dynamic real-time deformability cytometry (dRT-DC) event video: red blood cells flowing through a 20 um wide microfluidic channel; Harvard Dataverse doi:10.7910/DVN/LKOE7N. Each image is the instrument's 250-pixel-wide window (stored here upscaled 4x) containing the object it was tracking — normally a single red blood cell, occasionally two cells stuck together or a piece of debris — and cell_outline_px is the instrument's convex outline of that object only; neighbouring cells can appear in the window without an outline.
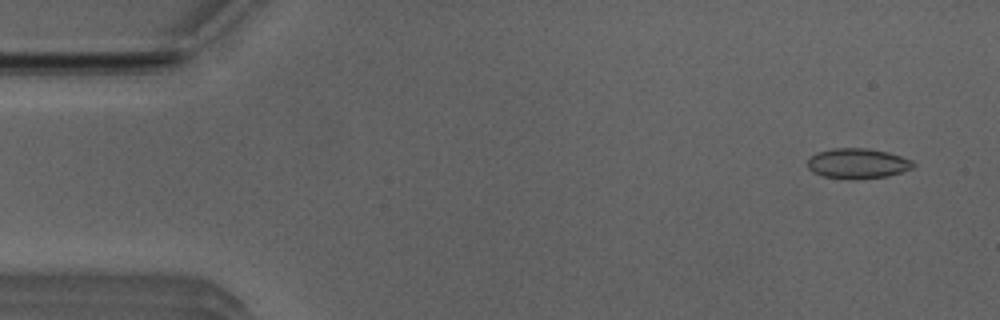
{"species": "Egyptian fruit bat (a non-hibernating species)", "species_latin": "Rousettus aegyptiacus", "temperature_condition": "room temperature", "stored_images_in_passage": 43, "camera_frame_rate_fps": 3000, "um_per_image_px": 0.085, "animal": {"sex": "male"}, "frame": {"image": 1, "passage_image": 2, "time_ms": 0.333, "image_size_px": [1000, 320], "cell_outline_px": [[916, 164], [912, 168], [888, 176], [856, 180], [824, 176], [812, 172], [808, 168], [808, 160], [816, 152], [832, 148], [868, 148], [888, 152], [912, 160]], "centroid_in_image_um": [72.9, 13.89], "position_along_channel_um": 12.1, "area_um2": 18.67}}
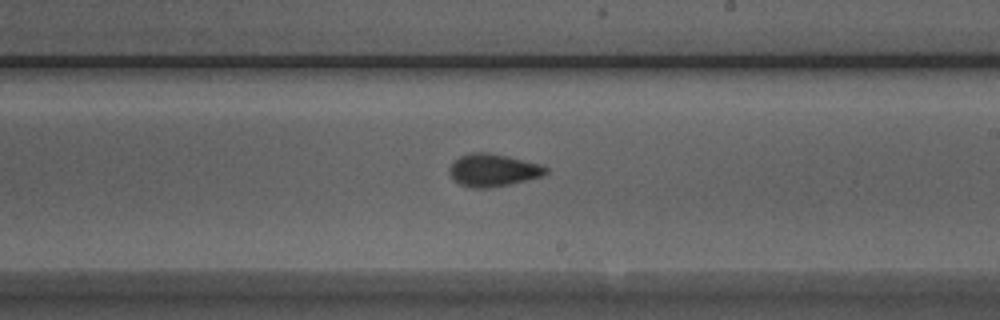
{"frame": {"image": 2, "passage_image": 28, "time_ms": 9.0, "image_size_px": [1000, 320], "cell_outline_px": [[548, 172], [544, 176], [512, 184], [488, 188], [472, 188], [460, 184], [448, 172], [448, 168], [452, 160], [460, 156], [472, 152], [488, 152], [508, 156], [540, 164], [548, 168]], "centroid_in_image_um": [41.91, 14.46], "position_along_channel_um": 247.1, "area_um2": 18.55}}
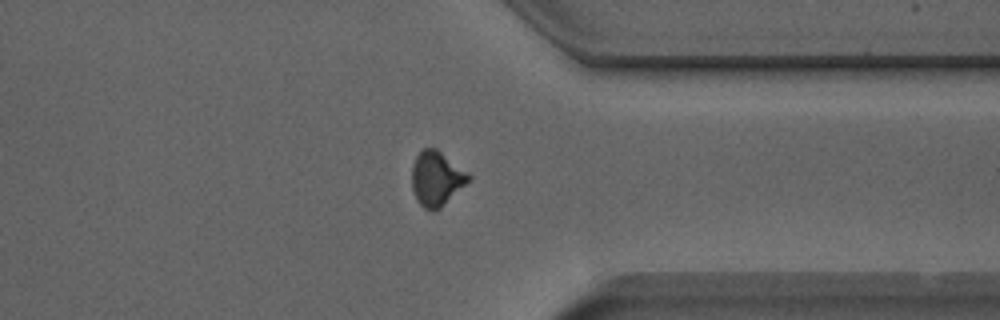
{"frame": {"image": 3, "passage_image": 38, "time_ms": 12.333, "image_size_px": [1000, 320], "cell_outline_px": [[472, 176], [440, 208], [432, 212], [424, 208], [416, 200], [412, 188], [412, 164], [416, 156], [424, 148], [436, 148]], "centroid_in_image_um": [37.05, 15.18], "position_along_channel_um": 374.3, "area_um2": 17.69}, "authors_computed_cell_mechanics": {"area_um2": 17.9758, "velocity_mm_per_s": 3.9804, "shape_relaxation_time_tau1_ms": 7.6703, "shape_relaxation_time_tau2_ms": 1.2099, "deformation_change_tau1": 0.166, "deformation_change_tau2": 0.0664}}